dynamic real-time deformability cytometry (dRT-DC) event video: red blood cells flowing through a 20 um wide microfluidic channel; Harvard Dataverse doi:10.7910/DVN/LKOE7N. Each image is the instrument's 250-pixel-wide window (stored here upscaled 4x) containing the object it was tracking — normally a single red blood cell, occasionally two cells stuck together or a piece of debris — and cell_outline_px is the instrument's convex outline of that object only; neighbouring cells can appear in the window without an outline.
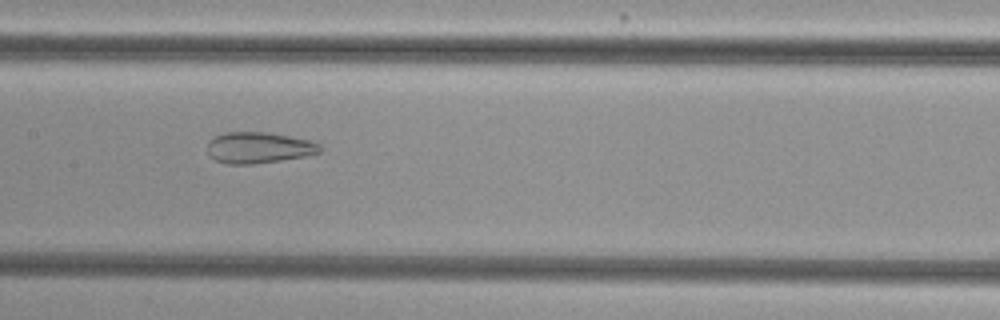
{"species": "common noctule bat (a hibernating species)", "species_latin": "Nyctalus noctula", "temperature_condition": "cold", "stored_images_in_passage": 39, "camera_frame_rate_fps": 3000, "um_per_image_px": 0.085, "animal": {"sex": "female", "body_mass_g": 29.2, "forearm_length_mm": 56.3}, "frame": {"image": 1, "passage_image": 22, "time_ms": 7.0, "image_size_px": [1000, 320], "cell_outline_px": [[324, 148], [320, 152], [304, 156], [280, 160], [252, 164], [228, 164], [216, 160], [208, 156], [208, 140], [224, 132], [268, 132], [308, 140], [320, 144]], "centroid_in_image_um": [21.97, 12.55], "position_along_channel_um": 185.4, "area_um2": 20.4}}
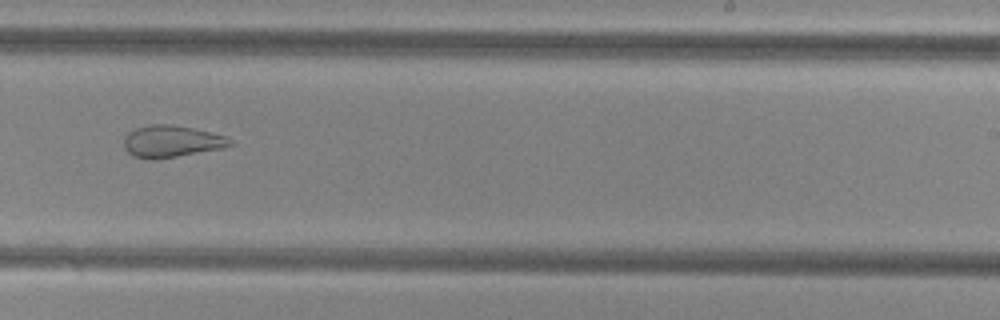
{"frame": {"image": 2, "passage_image": 29, "time_ms": 9.333, "image_size_px": [1000, 320], "cell_outline_px": [[236, 144], [224, 148], [152, 160], [132, 156], [124, 148], [124, 136], [128, 132], [136, 128], [148, 124], [168, 124], [192, 128], [228, 136]], "centroid_in_image_um": [14.59, 12.01], "position_along_channel_um": 274.4, "area_um2": 19.88}}
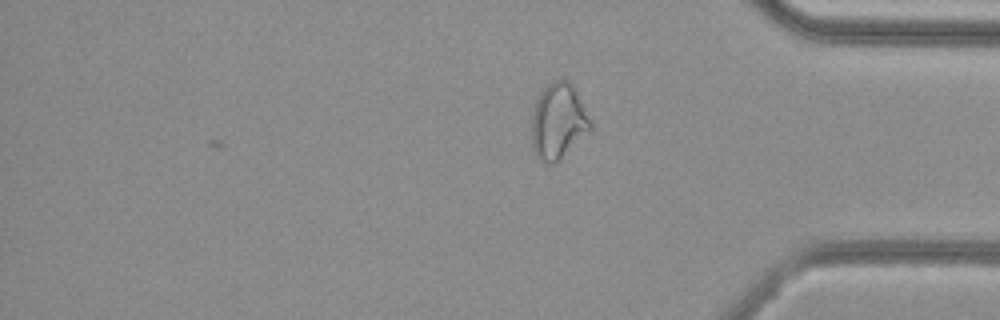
{"frame": {"image": 3, "passage_image": 39, "time_ms": 12.667, "image_size_px": [1000, 320], "cell_outline_px": [[592, 128], [588, 132], [552, 164], [544, 164], [536, 156], [532, 144], [532, 116], [536, 100], [540, 92], [552, 80], [564, 80], [572, 84], [592, 120]], "centroid_in_image_um": [47.44, 10.29], "position_along_channel_um": 387.8, "area_um2": 25.55}, "authors_computed_cell_mechanics": {"area_um2": 21.9062, "velocity_mm_per_s": 3.8227, "shape_relaxation_time_tau1_ms": null, "shape_relaxation_time_tau2_ms": 1.9552, "deformation_change_tau1": null, "deformation_change_tau2": 0.0965}}